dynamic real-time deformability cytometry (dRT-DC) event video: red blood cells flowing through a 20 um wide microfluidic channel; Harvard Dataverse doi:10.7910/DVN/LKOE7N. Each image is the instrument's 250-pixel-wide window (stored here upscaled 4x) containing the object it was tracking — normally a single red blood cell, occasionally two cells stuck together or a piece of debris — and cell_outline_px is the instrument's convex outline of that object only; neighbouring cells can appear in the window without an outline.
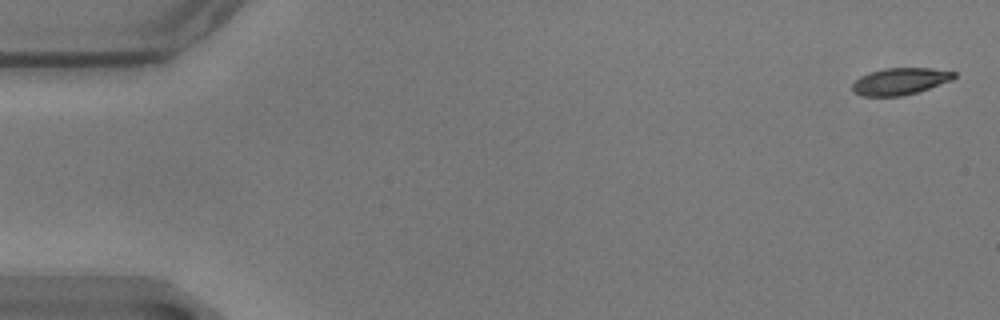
{"species": "common noctule bat (a hibernating species)", "species_latin": "Nyctalus noctula", "temperature_condition": "warm", "stored_images_in_passage": 58, "camera_frame_rate_fps": 3000, "um_per_image_px": 0.085, "animal": {"sex": "male", "body_mass_g": 17.9}, "frame": {"image": 1, "passage_image": 2, "time_ms": 0.333, "image_size_px": [1000, 320], "cell_outline_px": [[956, 76], [952, 80], [916, 92], [900, 96], [860, 96], [852, 92], [852, 84], [860, 76], [868, 72], [884, 68], [932, 68], [956, 72]], "centroid_in_image_um": [76.47, 6.9], "position_along_channel_um": 8.5, "area_um2": 15.95}}
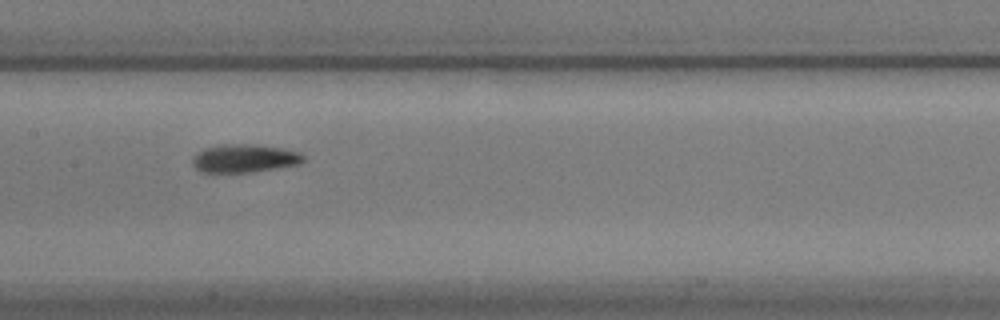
{"frame": {"image": 2, "passage_image": 29, "time_ms": 9.333, "image_size_px": [1000, 320], "cell_outline_px": [[304, 160], [300, 164], [252, 172], [200, 172], [192, 164], [192, 156], [196, 152], [204, 148], [224, 144], [256, 144], [280, 148], [300, 152], [304, 156]], "centroid_in_image_um": [20.75, 13.46], "position_along_channel_um": 186.7, "area_um2": 18.32}}
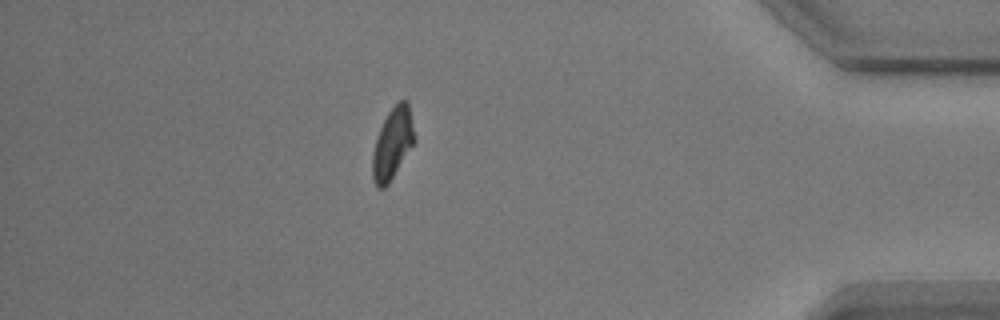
{"frame": {"image": 3, "passage_image": 51, "time_ms": 16.667, "image_size_px": [1000, 320], "cell_outline_px": [[416, 140], [388, 184], [384, 188], [376, 188], [372, 180], [372, 152], [380, 128], [388, 112], [400, 100], [408, 100]], "centroid_in_image_um": [33.36, 12.22], "position_along_channel_um": 401.8, "area_um2": 17.4}, "authors_computed_cell_mechanics": {"area_um2": 17.3978, "velocity_mm_per_s": 3.4992, "shape_relaxation_time_tau1_ms": 3.4026, "shape_relaxation_time_tau2_ms": 4.4987, "deformation_change_tau1": 0.1308, "deformation_change_tau2": 0.0934}}